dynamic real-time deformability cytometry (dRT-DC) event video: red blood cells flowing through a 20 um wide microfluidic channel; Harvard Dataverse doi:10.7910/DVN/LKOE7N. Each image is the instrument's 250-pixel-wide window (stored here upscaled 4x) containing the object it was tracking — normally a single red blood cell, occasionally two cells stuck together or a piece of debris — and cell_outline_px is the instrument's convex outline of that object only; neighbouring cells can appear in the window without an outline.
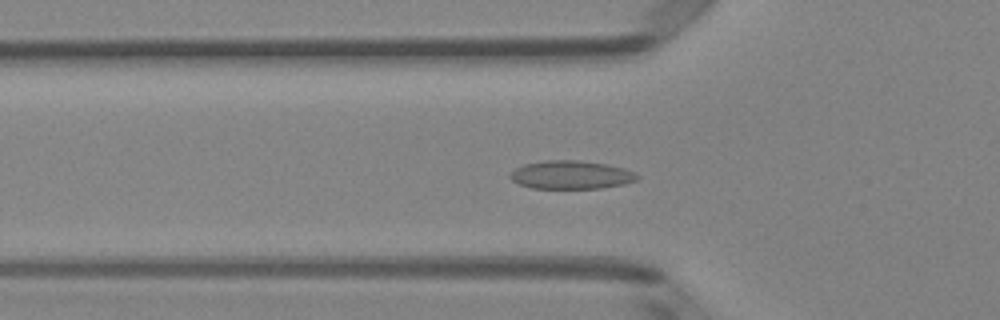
{"species": "Egyptian fruit bat (a non-hibernating species)", "species_latin": "Rousettus aegyptiacus", "temperature_condition": "room temperature", "stored_images_in_passage": 37, "camera_frame_rate_fps": 3000, "um_per_image_px": 0.085, "animal": {"sex": "female"}, "frame": {"image": 1, "passage_image": 4, "time_ms": 1.0, "image_size_px": [1000, 320], "cell_outline_px": [[640, 176], [636, 180], [624, 184], [600, 188], [532, 188], [520, 184], [512, 180], [508, 176], [516, 168], [524, 164], [544, 160], [580, 160], [608, 164], [624, 168], [636, 172]], "centroid_in_image_um": [48.57, 14.85], "position_along_channel_um": 77.2, "area_um2": 21.04}}
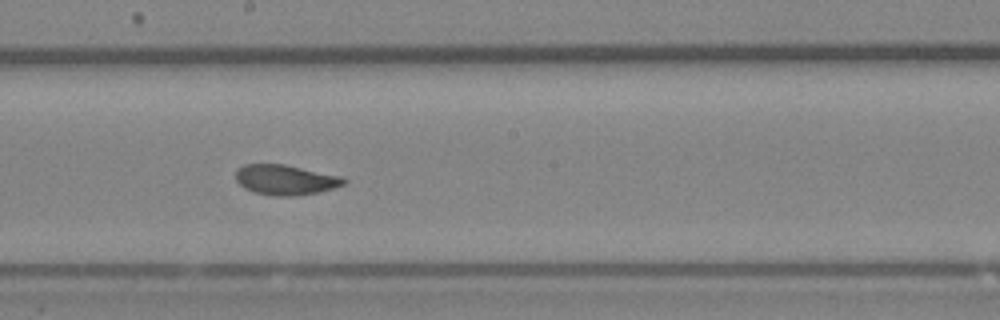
{"frame": {"image": 2, "passage_image": 15, "time_ms": 4.667, "image_size_px": [1000, 320], "cell_outline_px": [[348, 180], [344, 184], [332, 188], [316, 192], [296, 196], [272, 196], [256, 192], [244, 188], [236, 180], [236, 168], [244, 164], [284, 164], [340, 176]], "centroid_in_image_um": [24.23, 15.28], "position_along_channel_um": 224.0, "area_um2": 18.84}}
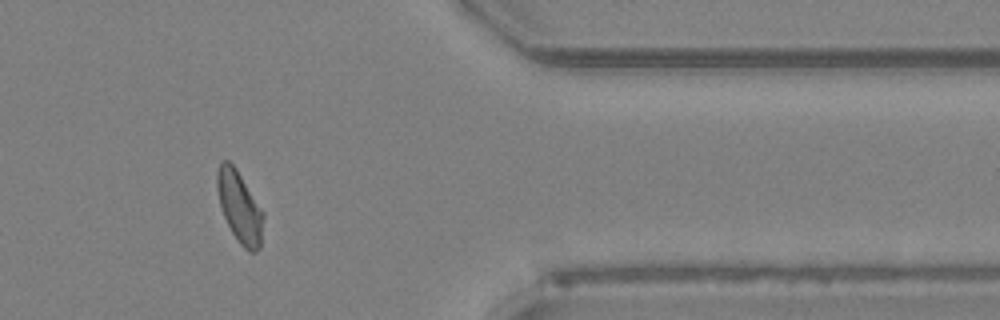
{"frame": {"image": 3, "passage_image": 29, "time_ms": 9.333, "image_size_px": [1000, 320], "cell_outline_px": [[264, 216], [260, 248], [256, 252], [248, 252], [240, 244], [232, 232], [224, 216], [220, 204], [216, 188], [216, 172], [220, 164], [224, 160], [228, 160], [236, 168], [264, 212]], "centroid_in_image_um": [20.37, 17.6], "position_along_channel_um": 391.0, "area_um2": 19.19}, "authors_computed_cell_mechanics": {"area_um2": 18.9006, "velocity_mm_per_s": 4.0024, "shape_relaxation_time_tau1_ms": null, "shape_relaxation_time_tau2_ms": 1.935, "deformation_change_tau1": null, "deformation_change_tau2": 0.0526}}